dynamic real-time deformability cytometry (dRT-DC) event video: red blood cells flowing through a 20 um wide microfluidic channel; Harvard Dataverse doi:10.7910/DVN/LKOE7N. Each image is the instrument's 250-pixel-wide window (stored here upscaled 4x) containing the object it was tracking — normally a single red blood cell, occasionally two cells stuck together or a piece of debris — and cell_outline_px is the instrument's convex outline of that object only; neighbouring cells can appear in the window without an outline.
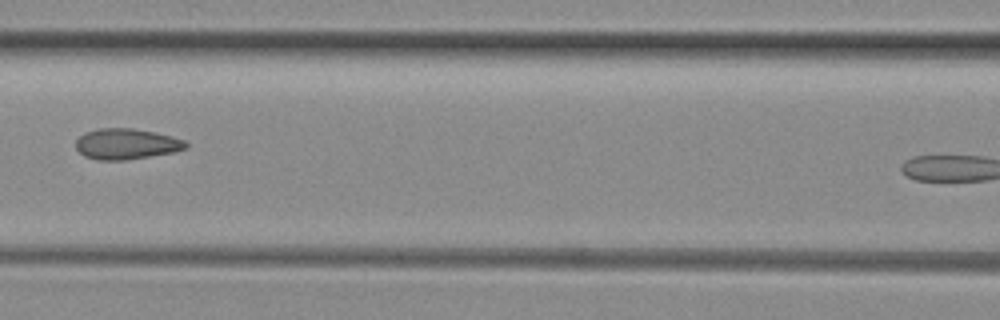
{"species": "common noctule bat (a hibernating species)", "species_latin": "Nyctalus noctula", "temperature_condition": "room temperature", "stored_images_in_passage": 5, "segment_of_instrument_passage": [1, 2], "camera_frame_rate_fps": 3000, "um_per_image_px": 0.085, "animal": {"sex": "female", "body_mass_g": 29.2, "forearm_length_mm": 56.3}, "frame": {"image": 1, "passage_image": 4, "time_ms": 1.0, "image_size_px": [1000, 320], "cell_outline_px": [[188, 148], [172, 152], [124, 160], [96, 160], [84, 156], [76, 148], [76, 140], [84, 132], [100, 128], [132, 128], [156, 132], [172, 136], [184, 140], [188, 144]], "centroid_in_image_um": [10.73, 12.23], "position_along_channel_um": 155.9, "area_um2": 19.71}}